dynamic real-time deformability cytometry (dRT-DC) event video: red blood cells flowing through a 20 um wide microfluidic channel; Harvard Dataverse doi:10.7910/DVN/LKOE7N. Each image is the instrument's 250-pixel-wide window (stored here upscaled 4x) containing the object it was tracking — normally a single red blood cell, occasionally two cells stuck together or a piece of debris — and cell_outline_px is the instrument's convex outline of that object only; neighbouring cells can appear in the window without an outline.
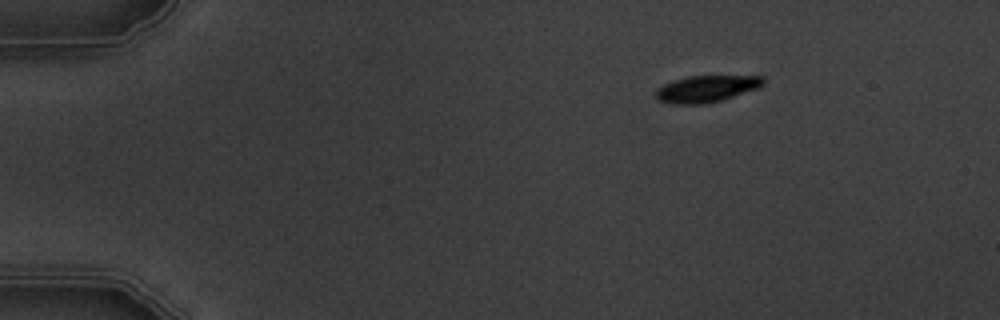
{"species": "common noctule bat (a hibernating species)", "species_latin": "Nyctalus noctula", "temperature_condition": "warm", "stored_images_in_passage": 5, "camera_frame_rate_fps": 3000, "um_per_image_px": 0.085, "animal": {"sex": "male", "body_mass_g": 19.5, "forearm_length_mm": 54.6}, "frame": {"image": 1, "passage_image": 1, "time_ms": 0.0, "image_size_px": [1000, 320], "cell_outline_px": [[764, 84], [760, 88], [724, 100], [704, 104], [672, 104], [660, 100], [656, 96], [656, 88], [672, 80], [688, 76], [764, 76]], "centroid_in_image_um": [60.08, 7.55], "position_along_channel_um": 24.9, "area_um2": 16.94}}
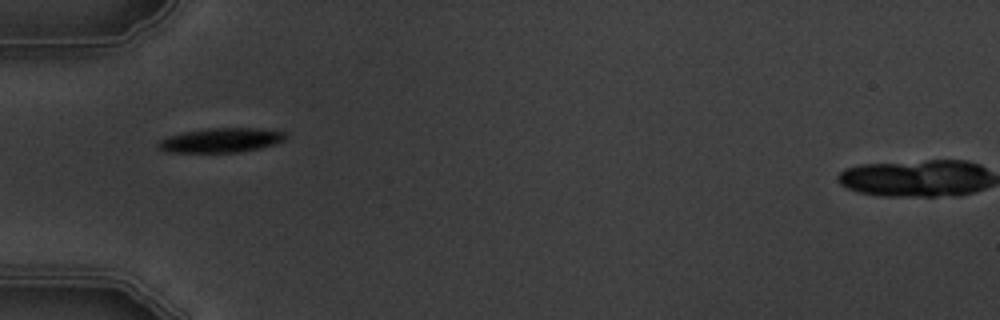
{"frame": {"image": 2, "passage_image": 3, "time_ms": 3.333, "image_size_px": [1000, 320], "cell_outline_px": [[288, 140], [276, 144], [260, 148], [240, 152], [164, 152], [156, 148], [156, 144], [160, 140], [184, 132], [204, 128], [256, 128], [288, 132]], "centroid_in_image_um": [18.85, 11.92], "position_along_channel_um": 66.2, "area_um2": 18.38}}
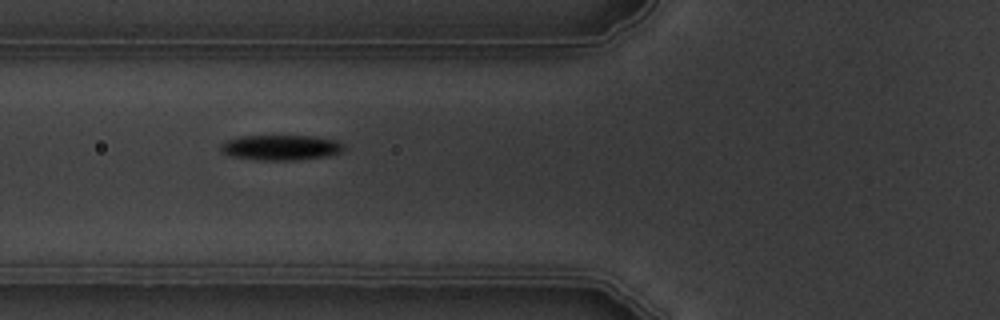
{"frame": {"image": 3, "passage_image": 4, "time_ms": 4.333, "image_size_px": [1000, 320], "cell_outline_px": [[344, 148], [340, 152], [324, 156], [296, 160], [260, 160], [228, 156], [220, 148], [220, 144], [228, 140], [240, 136], [316, 136], [336, 140], [344, 144]], "centroid_in_image_um": [23.86, 12.53], "position_along_channel_um": 101.9, "area_um2": 18.03}}